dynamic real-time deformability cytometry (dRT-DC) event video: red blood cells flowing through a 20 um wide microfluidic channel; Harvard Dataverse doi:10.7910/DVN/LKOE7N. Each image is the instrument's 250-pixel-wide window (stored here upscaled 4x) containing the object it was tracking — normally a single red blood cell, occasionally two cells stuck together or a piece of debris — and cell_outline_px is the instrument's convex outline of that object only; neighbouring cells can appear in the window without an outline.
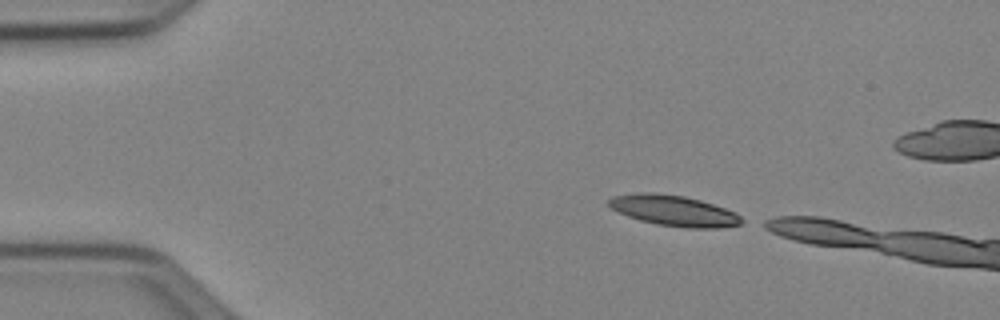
{"species": "Egyptian fruit bat (a non-hibernating species)", "species_latin": "Rousettus aegyptiacus", "temperature_condition": "cold", "stored_images_in_passage": 8, "camera_frame_rate_fps": 3000, "um_per_image_px": 0.085, "animal": {"sex": "female"}, "frame": {"image": 1, "passage_image": 1, "time_ms": 0.0, "image_size_px": [1000, 320], "cell_outline_px": [[748, 220], [744, 224], [720, 228], [688, 228], [656, 224], [640, 220], [628, 216], [612, 208], [608, 204], [608, 200], [612, 196], [636, 192], [656, 192], [684, 196], [700, 200], [736, 212]], "centroid_in_image_um": [57.34, 17.91], "position_along_channel_um": 27.7, "area_um2": 24.04}}